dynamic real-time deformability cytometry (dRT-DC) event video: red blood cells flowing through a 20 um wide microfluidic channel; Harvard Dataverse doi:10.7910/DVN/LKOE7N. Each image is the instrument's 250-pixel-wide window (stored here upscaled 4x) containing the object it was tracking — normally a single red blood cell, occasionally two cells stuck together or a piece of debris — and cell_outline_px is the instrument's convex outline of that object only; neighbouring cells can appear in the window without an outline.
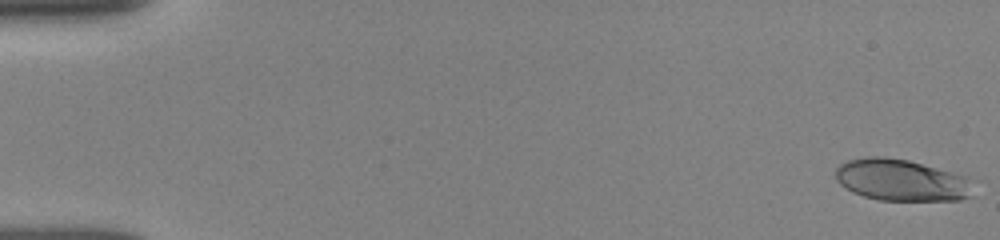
{"species": "human", "species_latin": "Homo sapiens", "temperature_condition": "room temperature", "stored_images_in_passage": 19, "camera_frame_rate_fps": 3000, "um_per_image_px": 0.085, "donor": {"sex": "female"}, "frame": {"image": 1, "passage_image": 1, "time_ms": 0.0, "image_size_px": [1000, 240], "cell_outline_px": [[972, 196], [960, 200], [880, 200], [864, 196], [852, 192], [840, 184], [836, 180], [836, 168], [840, 164], [848, 160], [868, 156], [884, 156], [908, 160], [968, 176]], "centroid_in_image_um": [76.59, 15.3], "position_along_channel_um": 8.4, "area_um2": 33.41}}
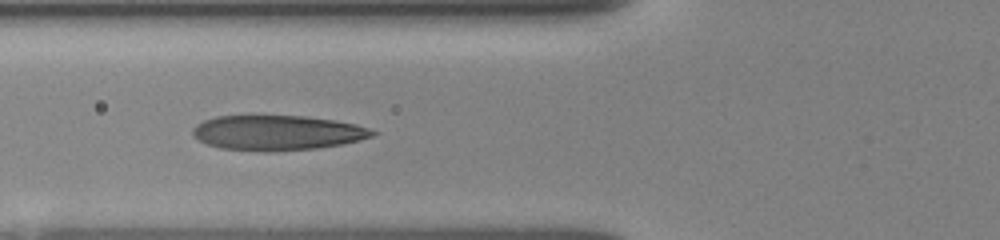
{"frame": {"image": 2, "passage_image": 11, "time_ms": 6.333, "image_size_px": [1000, 240], "cell_outline_px": [[380, 132], [372, 136], [360, 140], [340, 144], [316, 148], [272, 152], [260, 152], [220, 148], [208, 144], [192, 136], [192, 128], [196, 124], [204, 120], [216, 116], [252, 112], [304, 116], [332, 120], [356, 124]], "centroid_in_image_um": [23.49, 11.24], "position_along_channel_um": 102.3, "area_um2": 37.97}}
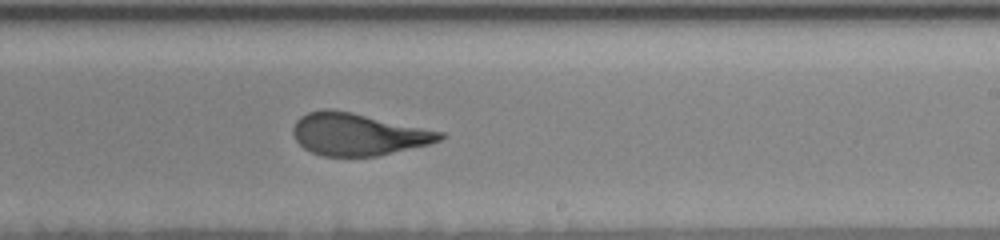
{"frame": {"image": 3, "passage_image": 19, "time_ms": 10.333, "image_size_px": [1000, 240], "cell_outline_px": [[448, 136], [440, 140], [428, 144], [376, 156], [324, 156], [312, 152], [304, 148], [296, 140], [292, 132], [292, 128], [296, 120], [300, 116], [308, 112], [324, 108], [328, 108], [352, 112], [444, 132]], "centroid_in_image_um": [30.41, 11.4], "position_along_channel_um": 258.6, "area_um2": 36.07}}